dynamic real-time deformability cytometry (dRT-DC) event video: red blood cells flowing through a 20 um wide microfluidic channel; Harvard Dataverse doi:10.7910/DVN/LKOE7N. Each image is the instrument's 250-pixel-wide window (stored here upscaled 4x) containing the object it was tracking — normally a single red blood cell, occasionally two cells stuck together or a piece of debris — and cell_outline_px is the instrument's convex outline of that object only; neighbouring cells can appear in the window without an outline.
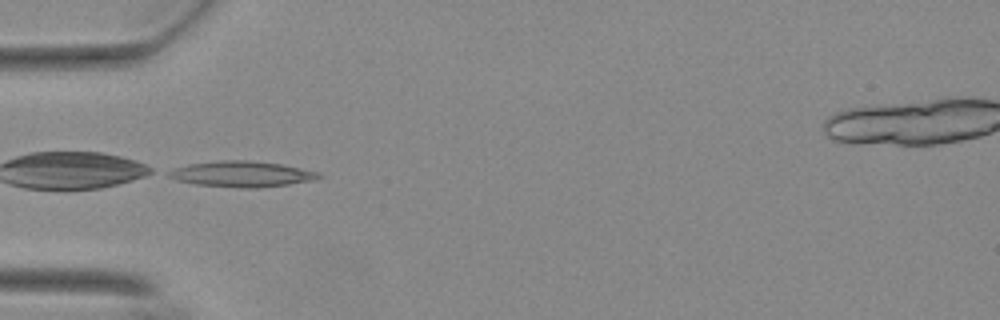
{"species": "Egyptian fruit bat (a non-hibernating species)", "species_latin": "Rousettus aegyptiacus", "temperature_condition": "warm", "stored_images_in_passage": 36, "camera_frame_rate_fps": 3000, "um_per_image_px": 0.085, "animal": {"sex": "female"}, "frame": {"image": 1, "passage_image": 1, "time_ms": 0.0, "image_size_px": [1000, 320], "cell_outline_px": [[320, 176], [312, 180], [288, 184], [256, 188], [240, 188], [196, 184], [176, 180], [160, 172], [172, 168], [188, 164], [220, 160], [248, 160], [280, 164], [320, 172]], "centroid_in_image_um": [20.43, 14.79], "position_along_channel_um": 64.6, "area_um2": 22.6}}
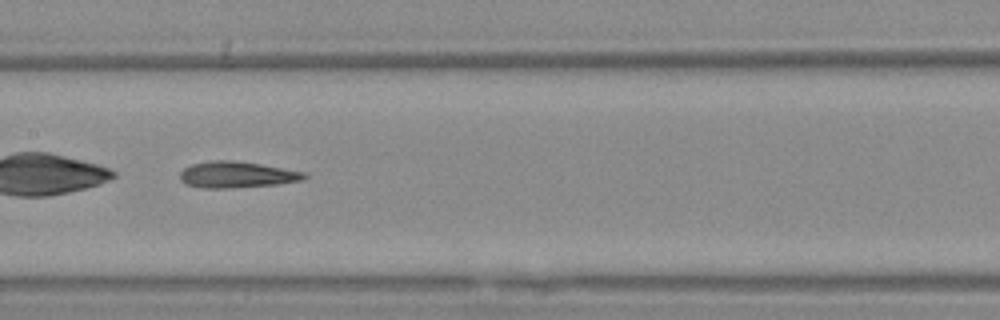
{"frame": {"image": 2, "passage_image": 11, "time_ms": 3.333, "image_size_px": [1000, 320], "cell_outline_px": [[308, 176], [300, 180], [276, 184], [228, 188], [204, 188], [184, 184], [180, 180], [180, 172], [184, 168], [192, 164], [212, 160], [232, 160], [260, 164], [304, 172]], "centroid_in_image_um": [20.06, 14.84], "position_along_channel_um": 187.3, "area_um2": 18.84}}
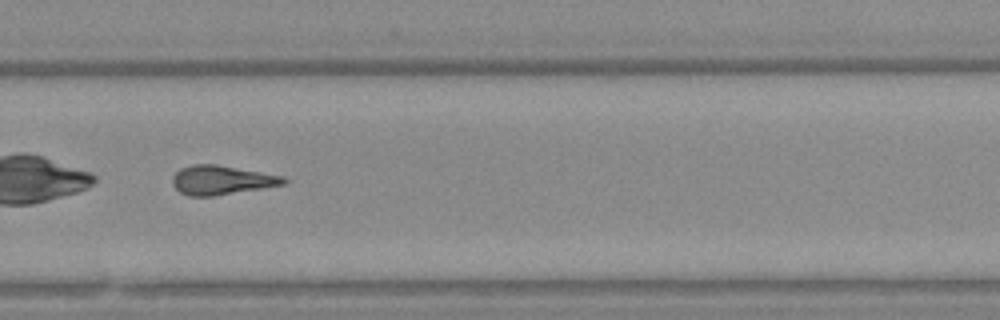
{"frame": {"image": 3, "passage_image": 21, "time_ms": 6.667, "image_size_px": [1000, 320], "cell_outline_px": [[288, 180], [284, 184], [212, 196], [188, 196], [180, 192], [172, 184], [172, 176], [180, 168], [192, 164], [216, 164], [284, 176]], "centroid_in_image_um": [18.79, 15.29], "position_along_channel_um": 311.0, "area_um2": 18.73}, "authors_computed_cell_mechanics": {"area_um2": 18.7272, "velocity_mm_per_s": 3.7297, "shape_relaxation_time_tau1_ms": null, "shape_relaxation_time_tau2_ms": 3.7774, "deformation_change_tau1": null, "deformation_change_tau2": 0.1668}}